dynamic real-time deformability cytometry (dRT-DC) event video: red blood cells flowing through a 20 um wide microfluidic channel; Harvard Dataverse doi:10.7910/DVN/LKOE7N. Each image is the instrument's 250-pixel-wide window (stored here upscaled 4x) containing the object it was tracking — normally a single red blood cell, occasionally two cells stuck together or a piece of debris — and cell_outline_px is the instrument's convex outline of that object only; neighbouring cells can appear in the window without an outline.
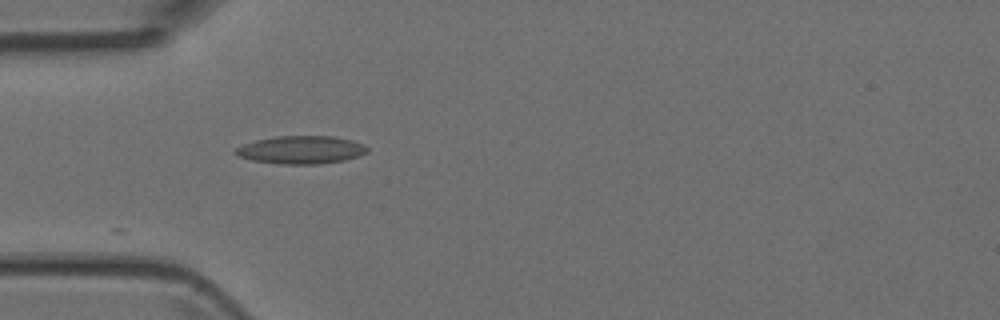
{"species": "Egyptian fruit bat (a non-hibernating species)", "species_latin": "Rousettus aegyptiacus", "temperature_condition": "room temperature", "stored_images_in_passage": 4, "camera_frame_rate_fps": 3000, "um_per_image_px": 0.085, "animal": {"sex": "female"}, "frame": {"image": 1, "passage_image": 4, "time_ms": 4.333, "image_size_px": [1000, 320], "cell_outline_px": [[368, 152], [360, 156], [344, 160], [320, 164], [280, 164], [252, 160], [236, 156], [232, 152], [236, 148], [244, 144], [256, 140], [276, 136], [336, 136], [352, 140], [364, 144], [368, 148]], "centroid_in_image_um": [25.6, 12.73], "position_along_channel_um": 59.4, "area_um2": 21.68}}